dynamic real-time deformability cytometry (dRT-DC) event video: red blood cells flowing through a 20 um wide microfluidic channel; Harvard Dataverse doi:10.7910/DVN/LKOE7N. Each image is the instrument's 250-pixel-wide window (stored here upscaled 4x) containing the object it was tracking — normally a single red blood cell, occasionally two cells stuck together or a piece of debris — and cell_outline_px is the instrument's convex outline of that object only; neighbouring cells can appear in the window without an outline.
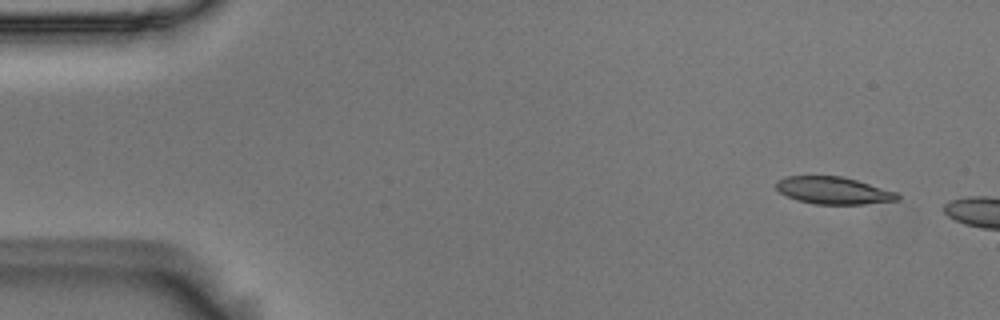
{"species": "Egyptian fruit bat (a non-hibernating species)", "species_latin": "Rousettus aegyptiacus", "temperature_condition": "room temperature", "stored_images_in_passage": 3, "camera_frame_rate_fps": 3000, "um_per_image_px": 0.085, "animal": {"sex": "male"}, "frame": {"image": 1, "passage_image": 1, "time_ms": 0.0, "image_size_px": [1000, 320], "cell_outline_px": [[900, 200], [864, 204], [816, 204], [796, 200], [780, 192], [776, 188], [776, 180], [784, 176], [840, 176], [856, 180], [896, 192], [900, 196]], "centroid_in_image_um": [70.82, 16.19], "position_along_channel_um": 14.2, "area_um2": 19.19}}